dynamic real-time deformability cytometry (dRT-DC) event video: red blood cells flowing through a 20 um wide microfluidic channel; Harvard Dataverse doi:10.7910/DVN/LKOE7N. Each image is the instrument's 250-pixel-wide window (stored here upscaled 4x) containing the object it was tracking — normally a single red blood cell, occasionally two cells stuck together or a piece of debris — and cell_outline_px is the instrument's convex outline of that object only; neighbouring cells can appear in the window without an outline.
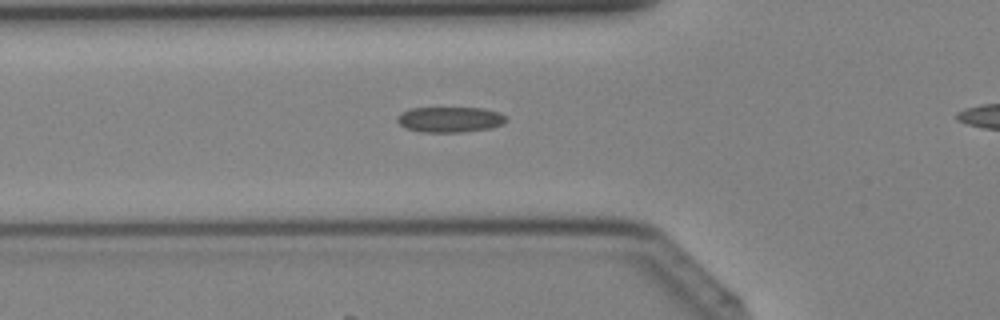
{"species": "Egyptian fruit bat (a non-hibernating species)", "species_latin": "Rousettus aegyptiacus", "temperature_condition": "cold", "stored_images_in_passage": 32, "camera_frame_rate_fps": 3000, "um_per_image_px": 0.085, "animal": {"sex": "female"}, "frame": {"image": 1, "passage_image": 11, "time_ms": 3.333, "image_size_px": [1000, 320], "cell_outline_px": [[508, 120], [504, 124], [492, 128], [464, 132], [420, 132], [404, 128], [396, 120], [400, 112], [412, 108], [484, 108], [500, 112], [508, 116]], "centroid_in_image_um": [38.29, 10.16], "position_along_channel_um": 87.5, "area_um2": 16.53}}
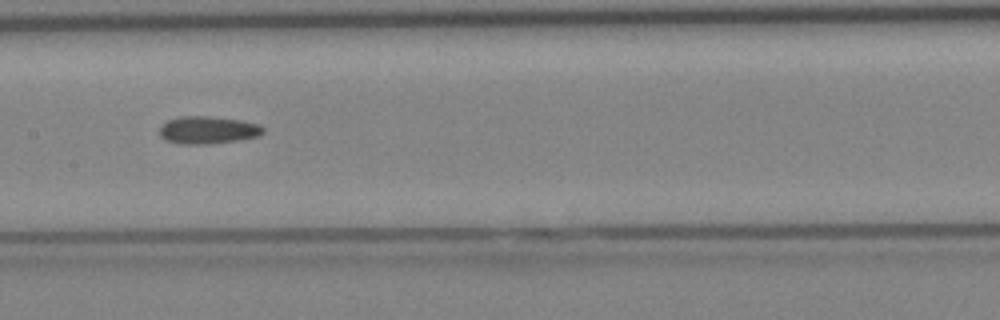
{"frame": {"image": 2, "passage_image": 17, "time_ms": 5.333, "image_size_px": [1000, 320], "cell_outline_px": [[264, 132], [260, 136], [236, 140], [208, 144], [180, 144], [168, 140], [160, 136], [160, 124], [168, 120], [184, 116], [204, 116], [240, 120], [256, 124], [264, 128]], "centroid_in_image_um": [17.65, 11.06], "position_along_channel_um": 189.8, "area_um2": 16.42}}
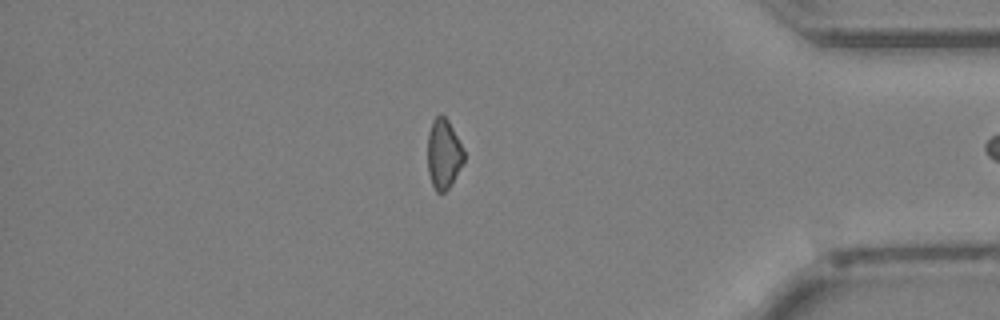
{"frame": {"image": 3, "passage_image": 31, "time_ms": 10.0, "image_size_px": [1000, 320], "cell_outline_px": [[464, 160], [452, 184], [444, 192], [436, 192], [432, 184], [428, 172], [428, 132], [432, 120], [440, 112], [448, 120], [464, 152]], "centroid_in_image_um": [37.68, 13.08], "position_along_channel_um": 397.5, "area_um2": 14.68}}